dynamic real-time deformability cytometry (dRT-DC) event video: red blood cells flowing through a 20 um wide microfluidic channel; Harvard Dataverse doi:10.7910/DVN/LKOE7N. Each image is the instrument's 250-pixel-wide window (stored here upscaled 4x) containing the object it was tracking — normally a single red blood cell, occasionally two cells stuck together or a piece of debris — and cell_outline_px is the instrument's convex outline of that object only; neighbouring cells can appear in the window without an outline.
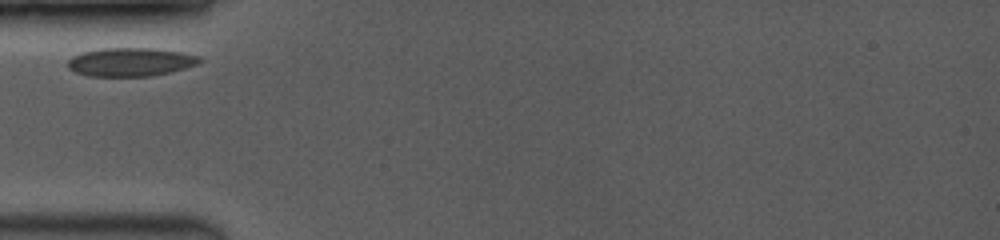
{"species": "common noctule bat (a hibernating species)", "species_latin": "Nyctalus noctula", "temperature_condition": "room temperature", "stored_images_in_passage": 19, "camera_frame_rate_fps": 3500, "um_per_image_px": 0.085, "animal": {"sex": "female", "body_mass_g": 19.0, "forearm_length_mm": 53.3}, "frame": {"image": 1, "passage_image": 1, "time_ms": 0.0, "image_size_px": [1000, 240], "cell_outline_px": [[204, 60], [196, 64], [172, 72], [148, 76], [88, 76], [76, 72], [68, 68], [68, 60], [72, 56], [84, 52], [100, 48], [152, 48], [180, 52], [200, 56]], "centroid_in_image_um": [11.1, 5.27], "position_along_channel_um": 73.9, "area_um2": 21.85}}
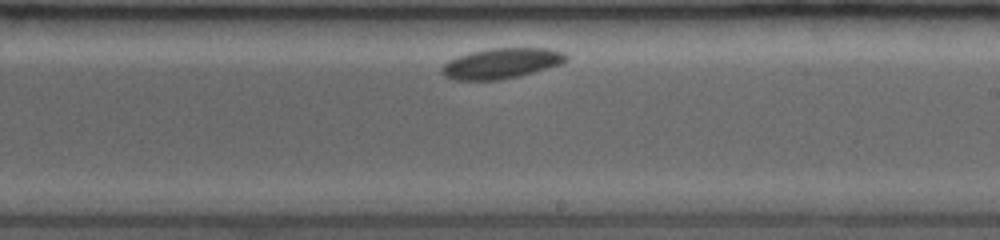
{"frame": {"image": 2, "passage_image": 11, "time_ms": 4.857, "image_size_px": [1000, 240], "cell_outline_px": [[568, 60], [560, 64], [548, 68], [520, 76], [500, 80], [452, 80], [444, 76], [440, 72], [440, 68], [448, 60], [456, 56], [472, 52], [492, 48], [548, 48], [564, 52], [568, 56]], "centroid_in_image_um": [42.6, 5.39], "position_along_channel_um": 246.4, "area_um2": 22.25}}
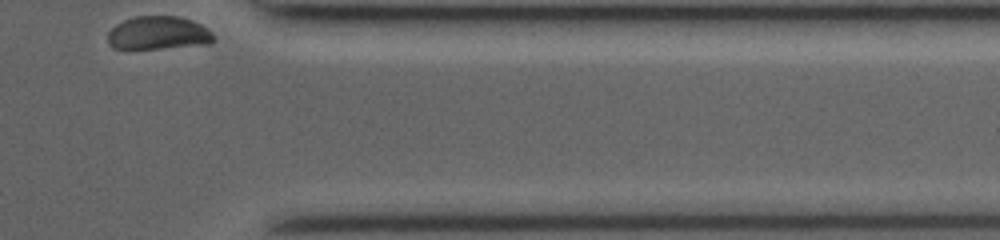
{"frame": {"image": 3, "passage_image": 19, "time_ms": 9.143, "image_size_px": [1000, 240], "cell_outline_px": [[216, 40], [208, 44], [160, 48], [112, 48], [108, 44], [108, 32], [116, 24], [124, 20], [136, 16], [180, 16], [192, 20], [208, 28], [216, 36]], "centroid_in_image_um": [13.49, 2.8], "position_along_channel_um": 397.9, "area_um2": 20.63}}